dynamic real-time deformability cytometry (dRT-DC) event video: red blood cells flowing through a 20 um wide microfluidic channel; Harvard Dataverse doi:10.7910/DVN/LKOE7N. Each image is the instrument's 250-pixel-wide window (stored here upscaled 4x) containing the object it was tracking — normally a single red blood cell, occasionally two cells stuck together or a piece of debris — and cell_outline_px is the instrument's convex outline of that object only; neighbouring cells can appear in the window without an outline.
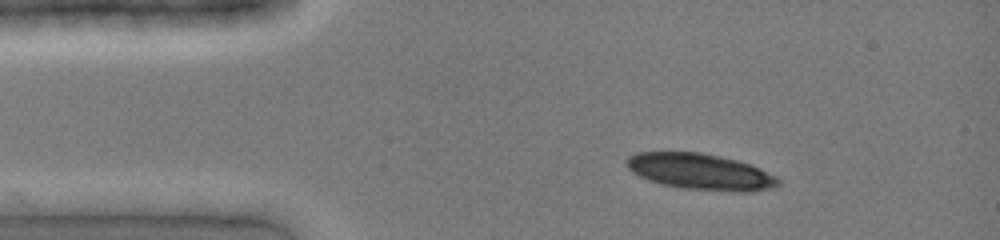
{"species": "common noctule bat (a hibernating species)", "species_latin": "Nyctalus noctula", "temperature_condition": "cold", "stored_images_in_passage": 24, "camera_frame_rate_fps": 3000, "um_per_image_px": 0.085, "animal": {"sex": "female", "body_mass_g": 19.0, "forearm_length_mm": 51.5}, "frame": {"image": 1, "passage_image": 1, "time_ms": 0.0, "image_size_px": [1000, 240], "cell_outline_px": [[780, 184], [776, 188], [744, 192], [740, 192], [680, 188], [660, 184], [648, 180], [632, 172], [628, 168], [628, 156], [636, 152], [700, 152], [720, 156], [736, 160], [760, 168], [776, 176], [780, 180]], "centroid_in_image_um": [59.55, 14.6], "position_along_channel_um": 25.4, "area_um2": 31.96}}